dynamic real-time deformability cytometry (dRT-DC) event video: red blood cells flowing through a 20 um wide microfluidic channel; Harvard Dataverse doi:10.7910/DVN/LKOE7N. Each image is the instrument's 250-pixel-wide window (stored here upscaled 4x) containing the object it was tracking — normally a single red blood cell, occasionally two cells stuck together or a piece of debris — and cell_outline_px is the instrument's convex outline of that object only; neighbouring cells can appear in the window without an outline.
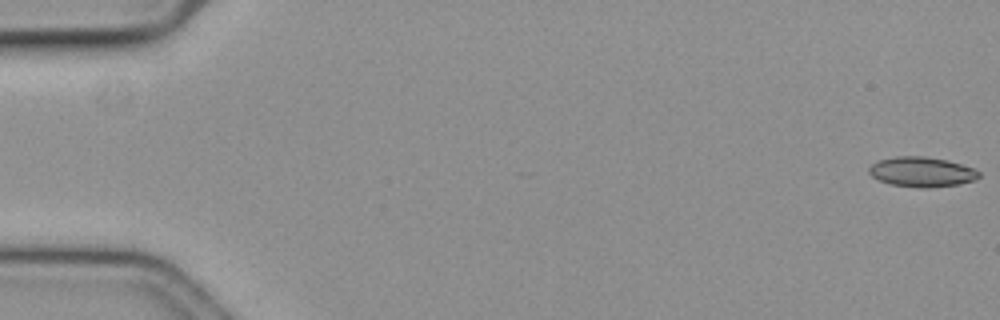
{"species": "common noctule bat (a hibernating species)", "species_latin": "Nyctalus noctula", "temperature_condition": "cold", "stored_images_in_passage": 58, "camera_frame_rate_fps": 3000, "um_per_image_px": 0.085, "animal": {"sex": "female", "body_mass_g": 19.3, "forearm_length_mm": 54.1}, "frame": {"image": 1, "passage_image": 1, "time_ms": 0.0, "image_size_px": [1000, 320], "cell_outline_px": [[980, 176], [976, 180], [960, 184], [928, 188], [920, 188], [892, 184], [880, 180], [872, 176], [868, 172], [868, 168], [872, 164], [880, 160], [896, 156], [924, 156], [944, 160], [960, 164], [972, 168], [980, 172]], "centroid_in_image_um": [78.36, 14.62], "position_along_channel_um": 6.6, "area_um2": 19.02}}
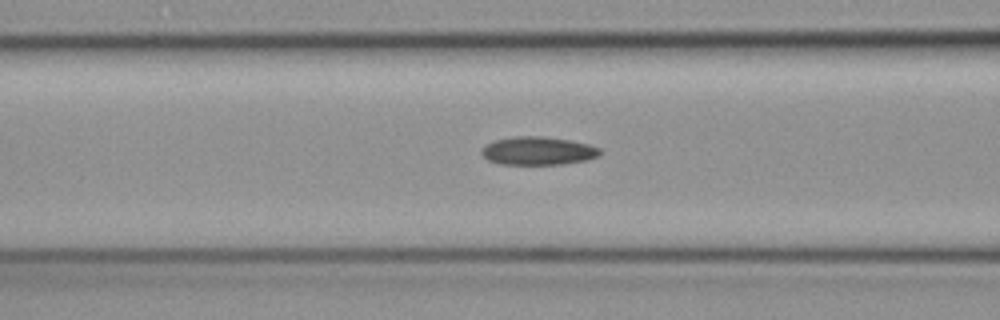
{"frame": {"image": 2, "passage_image": 24, "time_ms": 7.667, "image_size_px": [1000, 320], "cell_outline_px": [[600, 152], [596, 156], [588, 160], [564, 164], [500, 164], [488, 160], [480, 152], [480, 148], [496, 140], [516, 136], [544, 136], [568, 140], [588, 144], [600, 148]], "centroid_in_image_um": [45.71, 12.82], "position_along_channel_um": 120.9, "area_um2": 19.36}}
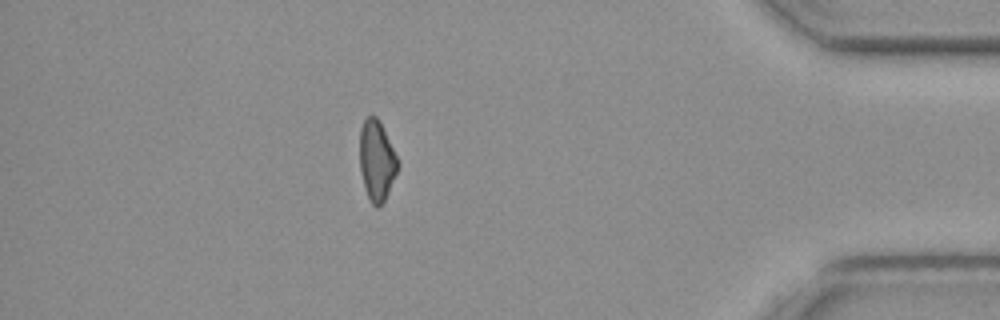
{"frame": {"image": 3, "passage_image": 51, "time_ms": 16.667, "image_size_px": [1000, 320], "cell_outline_px": [[400, 164], [388, 192], [384, 200], [376, 208], [372, 204], [364, 188], [360, 168], [360, 128], [364, 120], [368, 116], [376, 116]], "centroid_in_image_um": [32.0, 13.67], "position_along_channel_um": 403.2, "area_um2": 17.34}}